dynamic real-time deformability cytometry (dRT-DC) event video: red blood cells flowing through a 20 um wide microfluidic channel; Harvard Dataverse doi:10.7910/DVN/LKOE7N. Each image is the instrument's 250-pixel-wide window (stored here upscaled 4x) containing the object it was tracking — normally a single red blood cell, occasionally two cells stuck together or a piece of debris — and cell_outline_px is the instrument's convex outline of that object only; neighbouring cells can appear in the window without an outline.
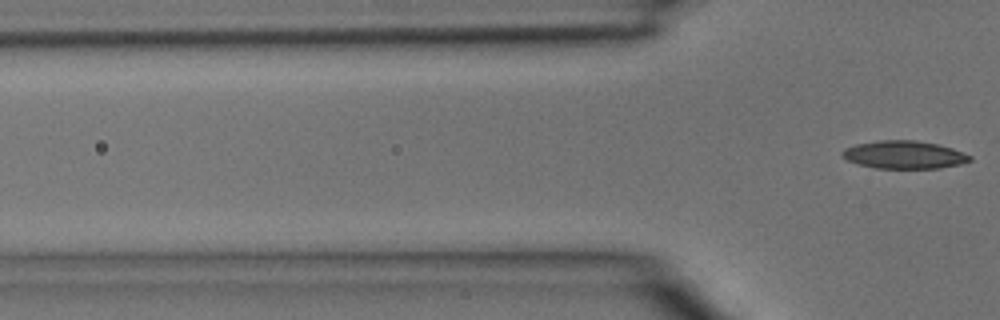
{"species": "common noctule bat (a hibernating species)", "species_latin": "Nyctalus noctula", "temperature_condition": "room temperature", "stored_images_in_passage": 5, "camera_frame_rate_fps": 3000, "um_per_image_px": 0.085, "animal": {"sex": "male", "body_mass_g": 15.6}, "frame": {"image": 1, "passage_image": 5, "time_ms": 1.333, "image_size_px": [1000, 320], "cell_outline_px": [[972, 160], [960, 164], [940, 168], [876, 168], [856, 164], [840, 156], [840, 152], [844, 148], [856, 144], [880, 140], [916, 140], [936, 144], [952, 148], [972, 156]], "centroid_in_image_um": [76.81, 13.15], "position_along_channel_um": 49.0, "area_um2": 20.81}}